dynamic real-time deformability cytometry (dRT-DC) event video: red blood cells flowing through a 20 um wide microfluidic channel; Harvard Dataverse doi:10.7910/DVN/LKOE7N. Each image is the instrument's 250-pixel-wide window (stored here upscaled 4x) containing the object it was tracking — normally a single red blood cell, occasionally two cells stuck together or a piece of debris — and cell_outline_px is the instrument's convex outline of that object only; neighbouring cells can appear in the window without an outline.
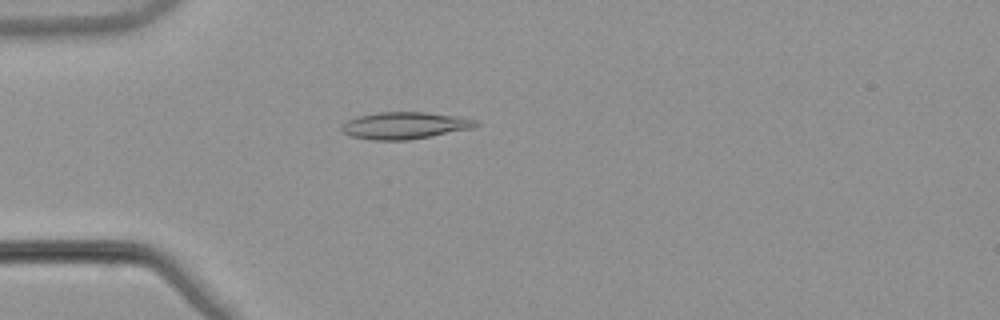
{"species": "common noctule bat (a hibernating species)", "species_latin": "Nyctalus noctula", "temperature_condition": "warm", "stored_images_in_passage": 46, "camera_frame_rate_fps": 3000, "um_per_image_px": 0.085, "animal": {"sex": "male", "body_mass_g": 21.5, "forearm_length_mm": 52.0}, "frame": {"image": 1, "passage_image": 8, "time_ms": 2.333, "image_size_px": [1000, 320], "cell_outline_px": [[480, 124], [472, 128], [432, 136], [408, 140], [372, 140], [352, 136], [344, 132], [340, 128], [348, 120], [360, 116], [380, 112], [424, 112], [452, 116], [476, 120]], "centroid_in_image_um": [34.4, 10.67], "position_along_channel_um": 50.6, "area_um2": 20.69}}
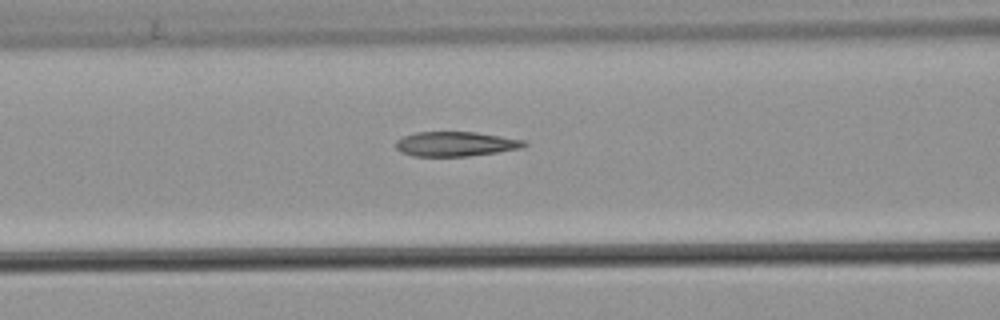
{"frame": {"image": 2, "passage_image": 15, "time_ms": 4.667, "image_size_px": [1000, 320], "cell_outline_px": [[528, 144], [520, 148], [496, 152], [468, 156], [412, 156], [400, 152], [396, 148], [396, 140], [404, 136], [416, 132], [476, 132], [524, 140]], "centroid_in_image_um": [38.69, 12.23], "position_along_channel_um": 127.9, "area_um2": 18.32}}
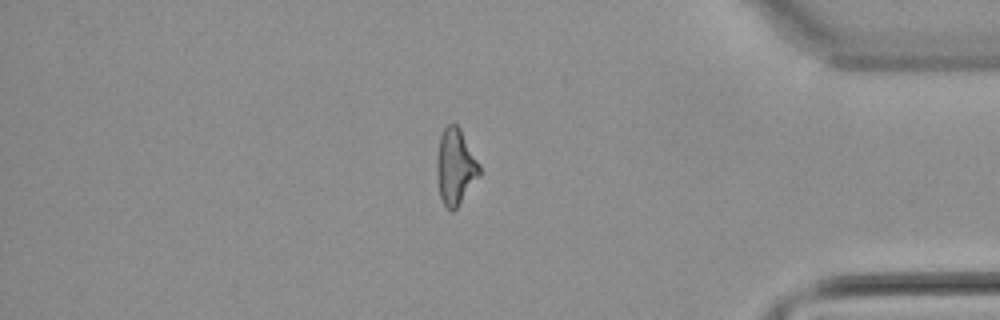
{"frame": {"image": 3, "passage_image": 38, "time_ms": 12.333, "image_size_px": [1000, 320], "cell_outline_px": [[480, 176], [456, 208], [452, 212], [444, 204], [440, 196], [436, 168], [436, 160], [440, 136], [444, 128], [448, 124], [456, 124], [460, 128], [480, 164]], "centroid_in_image_um": [38.71, 14.16], "position_along_channel_um": 396.5, "area_um2": 18.79}, "authors_computed_cell_mechanics": {"area_um2": 19.1607, "velocity_mm_per_s": 3.8888, "shape_relaxation_time_tau1_ms": null, "shape_relaxation_time_tau2_ms": 3.1271, "deformation_change_tau1": null, "deformation_change_tau2": 0.1215}}